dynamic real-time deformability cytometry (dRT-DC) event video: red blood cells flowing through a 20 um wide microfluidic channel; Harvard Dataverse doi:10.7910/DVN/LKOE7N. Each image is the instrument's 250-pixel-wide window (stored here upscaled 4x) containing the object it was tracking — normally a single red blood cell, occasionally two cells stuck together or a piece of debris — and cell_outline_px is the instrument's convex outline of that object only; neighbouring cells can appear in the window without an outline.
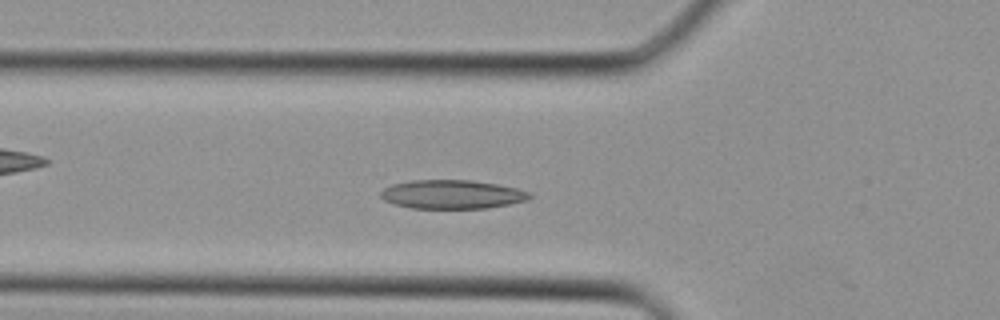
{"species": "Egyptian fruit bat (a non-hibernating species)", "species_latin": "Rousettus aegyptiacus", "temperature_condition": "cold", "stored_images_in_passage": 20, "camera_frame_rate_fps": 3000, "um_per_image_px": 0.085, "animal": {"sex": "female"}, "frame": {"image": 1, "passage_image": 10, "time_ms": 3.0, "image_size_px": [1000, 320], "cell_outline_px": [[532, 196], [528, 200], [508, 204], [484, 208], [412, 208], [392, 204], [384, 200], [380, 196], [380, 192], [384, 188], [392, 184], [412, 180], [472, 180], [496, 184], [516, 188], [532, 192]], "centroid_in_image_um": [38.41, 16.52], "position_along_channel_um": 87.4, "area_um2": 25.03}}
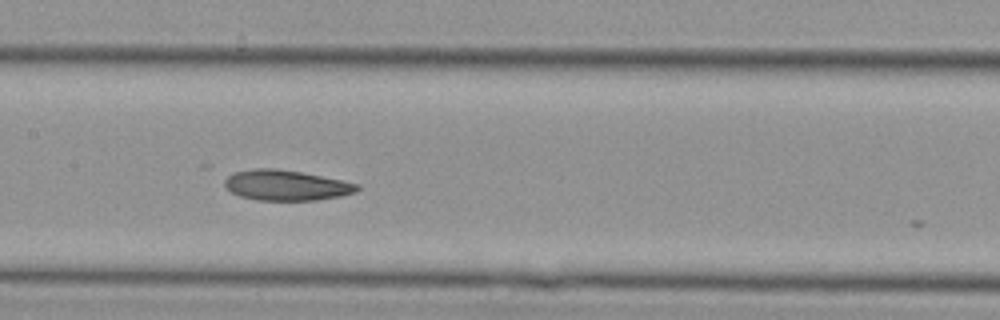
{"frame": {"image": 2, "passage_image": 15, "time_ms": 4.667, "image_size_px": [1000, 320], "cell_outline_px": [[360, 188], [356, 192], [340, 196], [316, 200], [256, 200], [240, 196], [232, 192], [224, 184], [224, 180], [228, 176], [236, 172], [256, 168], [276, 168], [300, 172], [360, 184]], "centroid_in_image_um": [24.33, 15.75], "position_along_channel_um": 183.1, "area_um2": 23.24}}
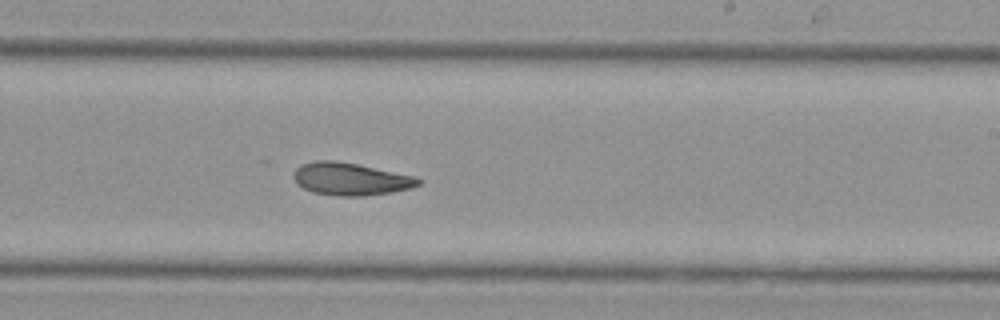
{"frame": {"image": 3, "passage_image": 19, "time_ms": 6.0, "image_size_px": [1000, 320], "cell_outline_px": [[420, 184], [412, 188], [392, 192], [364, 196], [340, 196], [312, 192], [296, 184], [292, 176], [292, 172], [300, 164], [316, 160], [332, 160], [356, 164], [416, 176], [420, 180]], "centroid_in_image_um": [29.76, 15.21], "position_along_channel_um": 259.2, "area_um2": 23.76}}